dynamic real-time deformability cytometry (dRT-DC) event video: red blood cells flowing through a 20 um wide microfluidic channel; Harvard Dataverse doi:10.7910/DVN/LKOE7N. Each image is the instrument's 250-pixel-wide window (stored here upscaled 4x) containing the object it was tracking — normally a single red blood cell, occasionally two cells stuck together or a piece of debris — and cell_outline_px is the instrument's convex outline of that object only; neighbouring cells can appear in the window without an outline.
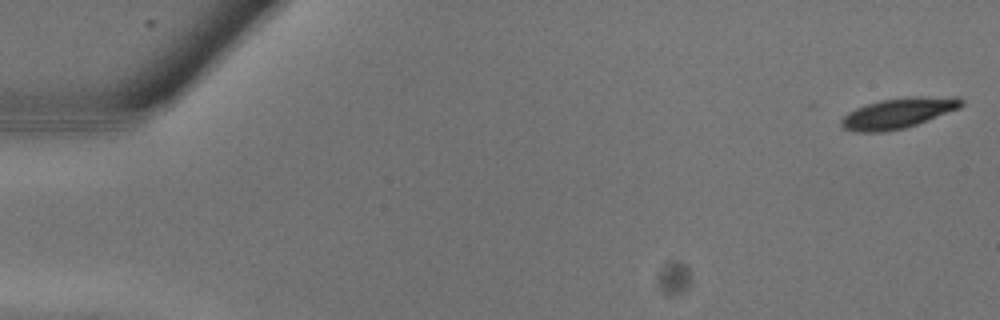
{"species": "common noctule bat (a hibernating species)", "species_latin": "Nyctalus noctula", "temperature_condition": "warm", "stored_images_in_passage": 7, "camera_frame_rate_fps": 3000, "um_per_image_px": 0.085, "animal": {"sex": "male", "body_mass_g": 13.3}, "frame": {"image": 1, "passage_image": 1, "time_ms": 0.0, "image_size_px": [1000, 320], "cell_outline_px": [[964, 104], [960, 108], [916, 124], [904, 128], [884, 132], [856, 132], [844, 128], [840, 124], [840, 120], [848, 112], [856, 108], [880, 100], [908, 96], [960, 96], [964, 100]], "centroid_in_image_um": [76.39, 9.59], "position_along_channel_um": 8.6, "area_um2": 21.44}}